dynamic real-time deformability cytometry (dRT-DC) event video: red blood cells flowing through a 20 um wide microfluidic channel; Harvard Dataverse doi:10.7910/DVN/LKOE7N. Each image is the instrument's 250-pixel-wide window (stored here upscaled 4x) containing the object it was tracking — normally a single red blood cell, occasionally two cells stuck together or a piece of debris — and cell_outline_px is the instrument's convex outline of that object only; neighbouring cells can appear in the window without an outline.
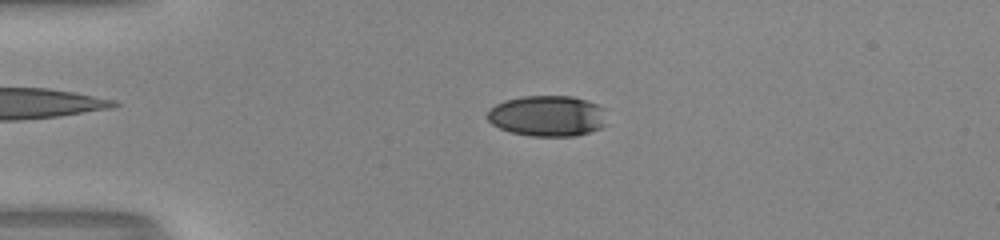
{"species": "human", "species_latin": "Homo sapiens", "temperature_condition": "room temperature", "stored_images_in_passage": 50, "camera_frame_rate_fps": 3000, "um_per_image_px": 0.085, "donor": {"sex": "male"}, "frame": {"image": 1, "passage_image": 11, "time_ms": 3.333, "image_size_px": [1000, 240], "cell_outline_px": [[604, 124], [600, 128], [576, 136], [532, 136], [508, 132], [492, 124], [488, 120], [488, 112], [496, 104], [504, 100], [524, 96], [572, 96], [596, 104], [604, 108]], "centroid_in_image_um": [46.51, 9.86], "position_along_channel_um": 38.5, "area_um2": 28.26}}
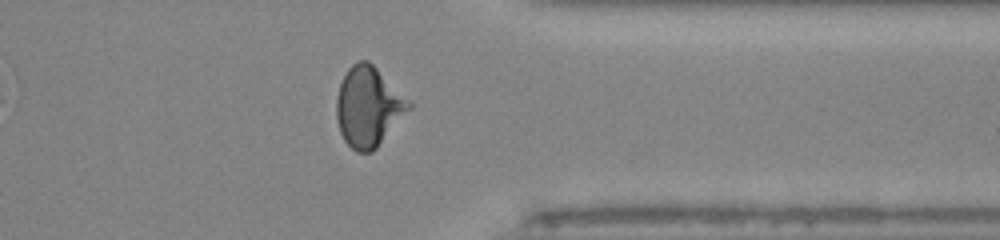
{"frame": {"image": 2, "passage_image": 40, "time_ms": 13.0, "image_size_px": [1000, 240], "cell_outline_px": [[412, 108], [376, 148], [372, 152], [356, 152], [344, 140], [340, 132], [336, 116], [336, 96], [340, 84], [348, 68], [352, 64], [360, 60], [368, 60], [412, 104]], "centroid_in_image_um": [31.29, 9.09], "position_along_channel_um": 380.1, "area_um2": 33.35}}
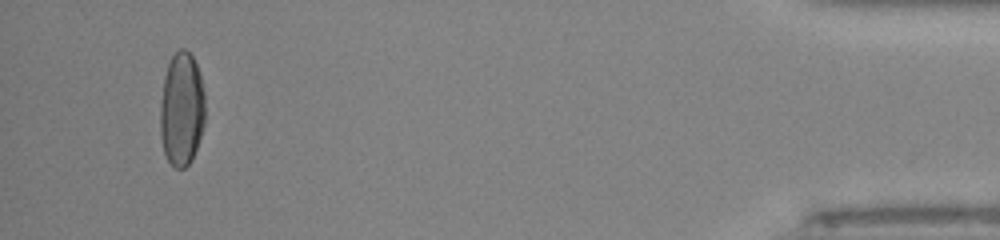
{"frame": {"image": 3, "passage_image": 48, "time_ms": 15.667, "image_size_px": [1000, 240], "cell_outline_px": [[204, 124], [192, 160], [184, 168], [176, 168], [168, 160], [164, 152], [160, 136], [160, 104], [164, 76], [168, 64], [172, 56], [180, 48], [184, 48], [192, 56], [200, 72], [204, 92]], "centroid_in_image_um": [15.43, 9.27], "position_along_channel_um": 419.8, "area_um2": 29.82}, "authors_computed_cell_mechanics": {"area_um2": 30.345, "velocity_mm_per_s": 4.0386, "shape_relaxation_time_tau1_ms": 4.3706, "shape_relaxation_time_tau2_ms": 1.0364, "deformation_change_tau1": 0.207, "deformation_change_tau2": 0.0641}}